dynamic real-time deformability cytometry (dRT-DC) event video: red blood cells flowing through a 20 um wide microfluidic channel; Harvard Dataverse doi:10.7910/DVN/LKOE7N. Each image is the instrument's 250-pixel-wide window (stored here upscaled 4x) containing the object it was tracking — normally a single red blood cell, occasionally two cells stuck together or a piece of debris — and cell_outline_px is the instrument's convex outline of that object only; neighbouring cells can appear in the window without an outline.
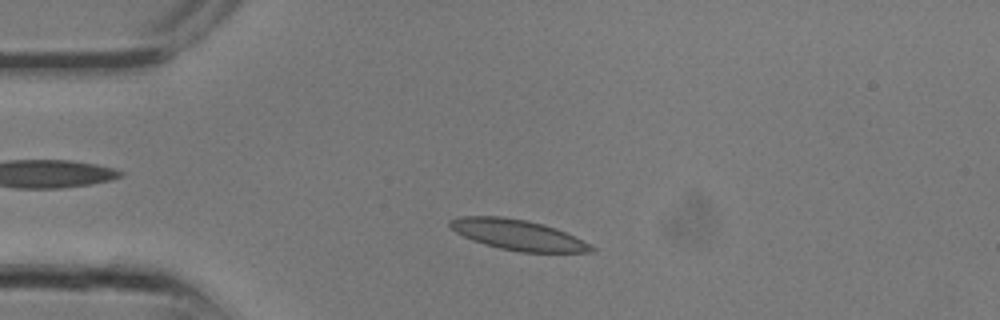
{"species": "common noctule bat (a hibernating species)", "species_latin": "Nyctalus noctula", "temperature_condition": "room temperature", "stored_images_in_passage": 8, "camera_frame_rate_fps": 3000, "um_per_image_px": 0.085, "animal": {"sex": "male", "body_mass_g": 13.3}, "frame": {"image": 1, "passage_image": 3, "time_ms": 0.667, "image_size_px": [1000, 320], "cell_outline_px": [[596, 248], [592, 252], [520, 252], [500, 248], [484, 244], [472, 240], [456, 232], [448, 224], [448, 220], [460, 216], [500, 216], [528, 220], [544, 224], [556, 228]], "centroid_in_image_um": [43.97, 19.95], "position_along_channel_um": 41.0, "area_um2": 24.85}}
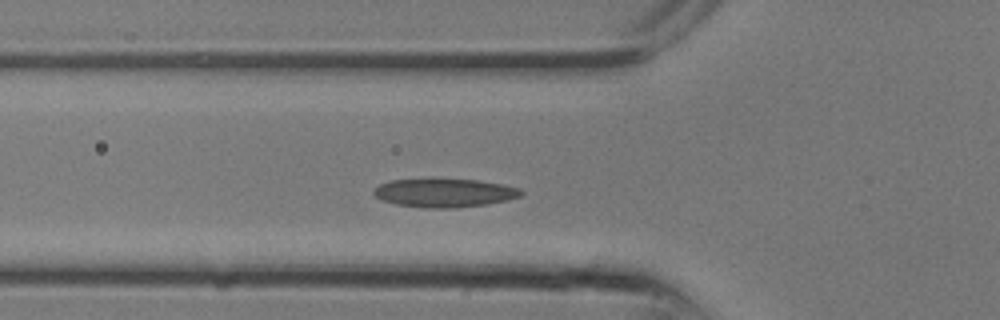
{"frame": {"image": 2, "passage_image": 6, "time_ms": 1.667, "image_size_px": [1000, 320], "cell_outline_px": [[524, 192], [520, 196], [508, 200], [488, 204], [456, 208], [424, 208], [396, 204], [380, 200], [372, 192], [380, 184], [392, 180], [480, 180], [520, 188]], "centroid_in_image_um": [37.8, 16.41], "position_along_channel_um": 88.0, "area_um2": 24.28}}
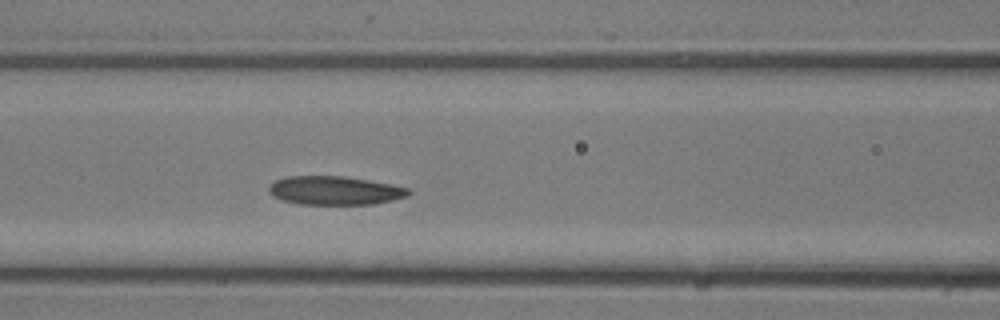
{"frame": {"image": 3, "passage_image": 8, "time_ms": 2.333, "image_size_px": [1000, 320], "cell_outline_px": [[412, 192], [408, 196], [392, 200], [372, 204], [300, 204], [280, 200], [272, 196], [268, 192], [268, 188], [276, 180], [288, 176], [344, 176], [368, 180], [408, 188]], "centroid_in_image_um": [28.43, 16.2], "position_along_channel_um": 138.2, "area_um2": 23.24}}